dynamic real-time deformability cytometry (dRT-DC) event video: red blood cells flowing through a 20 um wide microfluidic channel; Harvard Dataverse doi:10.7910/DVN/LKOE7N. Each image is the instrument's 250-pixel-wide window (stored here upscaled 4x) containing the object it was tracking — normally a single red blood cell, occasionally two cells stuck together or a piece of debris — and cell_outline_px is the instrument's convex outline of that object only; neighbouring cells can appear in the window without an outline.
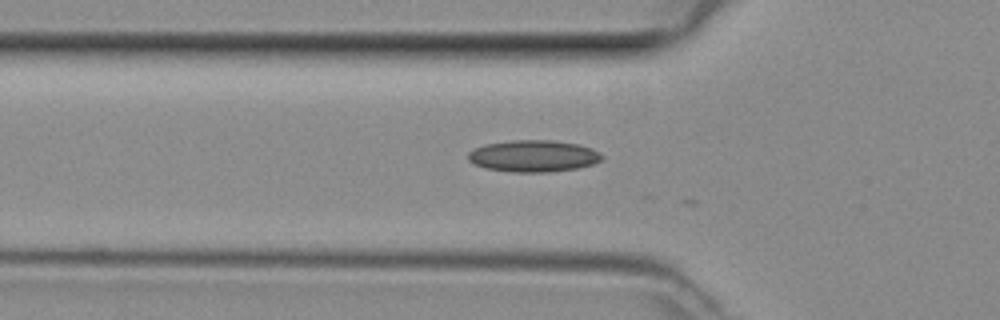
{"species": "common noctule bat (a hibernating species)", "species_latin": "Nyctalus noctula", "temperature_condition": "room temperature", "stored_images_in_passage": 5, "camera_frame_rate_fps": 3000, "um_per_image_px": 0.085, "animal": {"sex": "female", "body_mass_g": 29.2, "forearm_length_mm": 56.3}, "frame": {"image": 1, "passage_image": 3, "time_ms": 0.667, "image_size_px": [1000, 320], "cell_outline_px": [[604, 156], [600, 160], [592, 164], [576, 168], [552, 172], [512, 172], [484, 168], [472, 164], [468, 160], [468, 152], [484, 144], [512, 140], [552, 140], [580, 144], [592, 148], [600, 152]], "centroid_in_image_um": [45.33, 13.26], "position_along_channel_um": 80.5, "area_um2": 24.97}}